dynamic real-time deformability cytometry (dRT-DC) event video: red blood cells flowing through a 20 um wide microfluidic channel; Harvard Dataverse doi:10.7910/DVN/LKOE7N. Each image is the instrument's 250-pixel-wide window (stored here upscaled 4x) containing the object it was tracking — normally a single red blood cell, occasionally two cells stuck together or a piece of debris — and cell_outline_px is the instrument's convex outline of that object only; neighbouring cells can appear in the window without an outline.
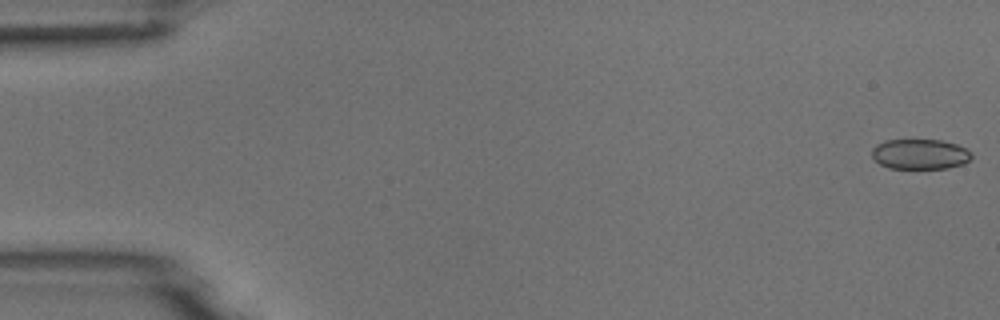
{"species": "common noctule bat (a hibernating species)", "species_latin": "Nyctalus noctula", "temperature_condition": "room temperature", "stored_images_in_passage": 5, "camera_frame_rate_fps": 3000, "um_per_image_px": 0.085, "animal": {"sex": "male", "body_mass_g": 18.8}, "frame": {"image": 1, "passage_image": 1, "time_ms": 0.0, "image_size_px": [1000, 320], "cell_outline_px": [[972, 156], [964, 164], [948, 168], [888, 168], [880, 164], [872, 156], [872, 148], [876, 144], [884, 140], [940, 140], [956, 144], [972, 152]], "centroid_in_image_um": [78.19, 13.1], "position_along_channel_um": 6.8, "area_um2": 17.51}}
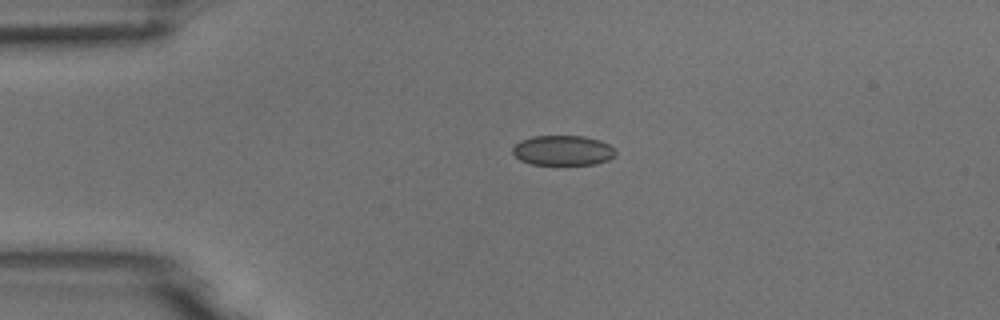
{"frame": {"image": 2, "passage_image": 4, "time_ms": 3.667, "image_size_px": [1000, 320], "cell_outline_px": [[616, 152], [608, 160], [596, 164], [532, 164], [520, 160], [512, 152], [512, 148], [520, 140], [532, 136], [584, 136], [600, 140], [608, 144]], "centroid_in_image_um": [47.82, 12.78], "position_along_channel_um": 37.2, "area_um2": 17.86}}